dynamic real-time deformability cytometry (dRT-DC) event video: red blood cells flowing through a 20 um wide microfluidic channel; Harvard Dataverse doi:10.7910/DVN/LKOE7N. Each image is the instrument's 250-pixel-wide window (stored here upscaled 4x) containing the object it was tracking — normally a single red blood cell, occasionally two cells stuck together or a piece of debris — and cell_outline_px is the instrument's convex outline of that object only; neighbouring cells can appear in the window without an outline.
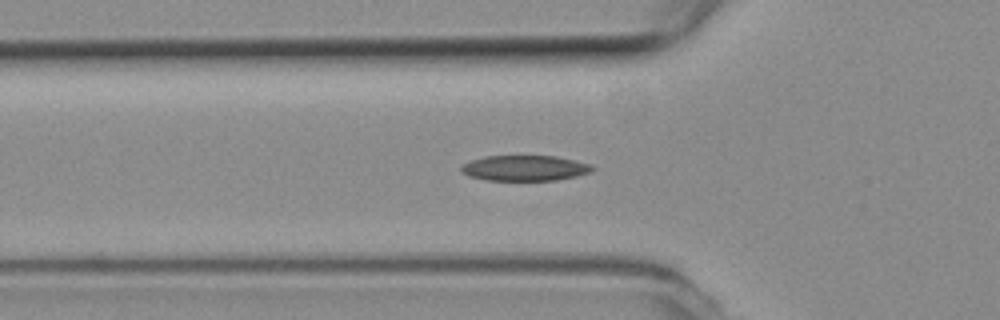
{"species": "common noctule bat (a hibernating species)", "species_latin": "Nyctalus noctula", "temperature_condition": "room temperature", "stored_images_in_passage": 44, "camera_frame_rate_fps": 3000, "um_per_image_px": 0.085, "animal": {"sex": "female", "body_mass_g": 19.3, "forearm_length_mm": 54.1}, "frame": {"image": 1, "passage_image": 7, "time_ms": 2.0, "image_size_px": [1000, 320], "cell_outline_px": [[596, 168], [592, 172], [576, 176], [556, 180], [484, 180], [468, 176], [460, 172], [460, 168], [464, 164], [472, 160], [484, 156], [556, 156], [592, 164]], "centroid_in_image_um": [44.62, 14.29], "position_along_channel_um": 81.2, "area_um2": 19.59}}
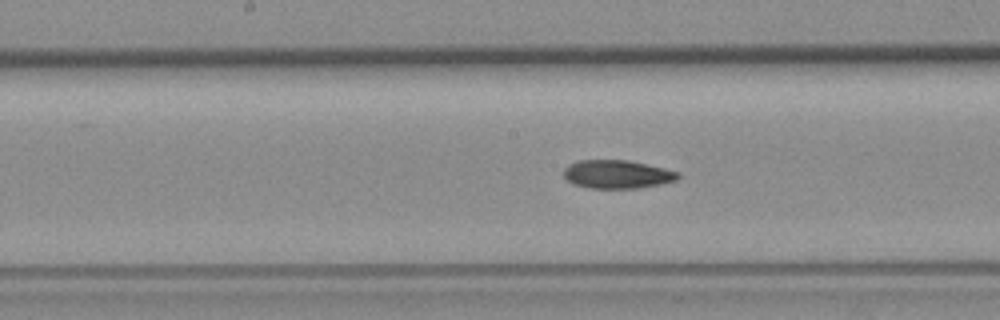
{"frame": {"image": 2, "passage_image": 16, "time_ms": 5.0, "image_size_px": [1000, 320], "cell_outline_px": [[680, 176], [676, 180], [660, 184], [640, 188], [588, 188], [572, 184], [564, 176], [564, 168], [568, 164], [580, 160], [628, 160], [664, 168], [680, 172]], "centroid_in_image_um": [52.45, 14.81], "position_along_channel_um": 195.7, "area_um2": 18.96}}
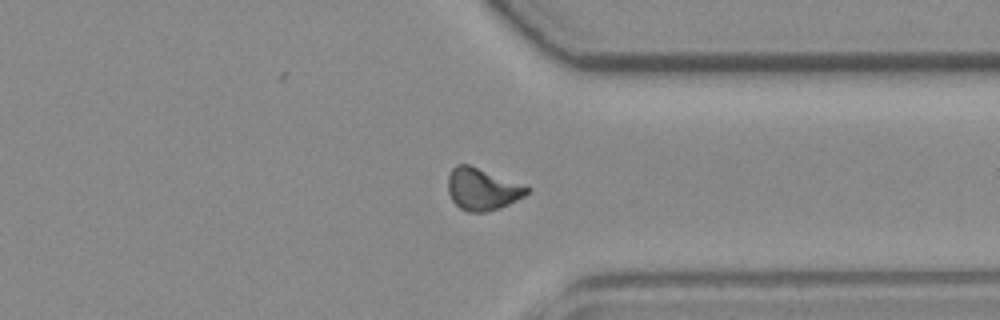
{"frame": {"image": 3, "passage_image": 30, "time_ms": 9.667, "image_size_px": [1000, 320], "cell_outline_px": [[532, 188], [524, 196], [500, 208], [484, 212], [468, 212], [460, 208], [452, 200], [448, 192], [448, 176], [452, 168], [456, 164], [468, 164], [528, 184]], "centroid_in_image_um": [41.04, 16.05], "position_along_channel_um": 370.4, "area_um2": 19.71}, "authors_computed_cell_mechanics": {"area_um2": 19.0451, "velocity_mm_per_s": 3.7896, "shape_relaxation_time_tau1_ms": 9.7024, "shape_relaxation_time_tau2_ms": 4.9754, "deformation_change_tau1": 0.2052, "deformation_change_tau2": 0.1157}}